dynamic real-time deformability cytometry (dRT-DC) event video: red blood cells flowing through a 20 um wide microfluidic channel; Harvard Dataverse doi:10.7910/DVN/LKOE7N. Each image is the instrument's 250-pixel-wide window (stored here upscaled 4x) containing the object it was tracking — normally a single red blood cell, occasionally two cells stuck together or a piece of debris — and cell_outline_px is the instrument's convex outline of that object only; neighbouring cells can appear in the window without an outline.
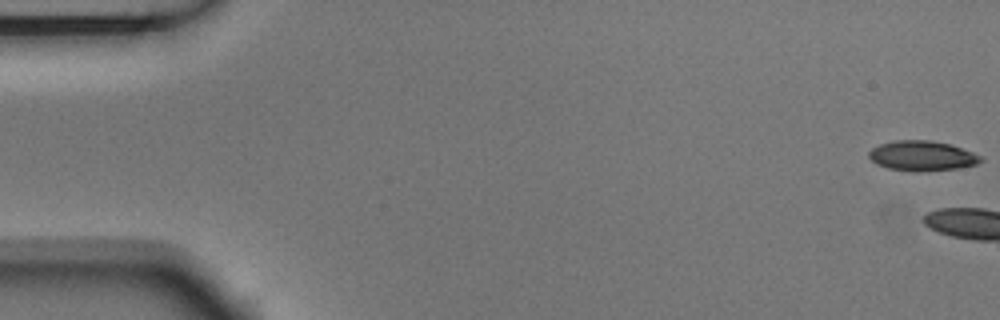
{"species": "Egyptian fruit bat (a non-hibernating species)", "species_latin": "Rousettus aegyptiacus", "temperature_condition": "room temperature", "stored_images_in_passage": 6, "camera_frame_rate_fps": 3000, "um_per_image_px": 0.085, "animal": {"sex": "male"}, "frame": {"image": 1, "passage_image": 1, "time_ms": 0.0, "image_size_px": [1000, 320], "cell_outline_px": [[984, 160], [976, 164], [956, 168], [920, 172], [912, 172], [888, 168], [876, 164], [868, 156], [868, 152], [872, 148], [880, 144], [896, 140], [932, 140], [952, 144], [984, 156]], "centroid_in_image_um": [78.4, 13.24], "position_along_channel_um": 6.6, "area_um2": 19.83}}
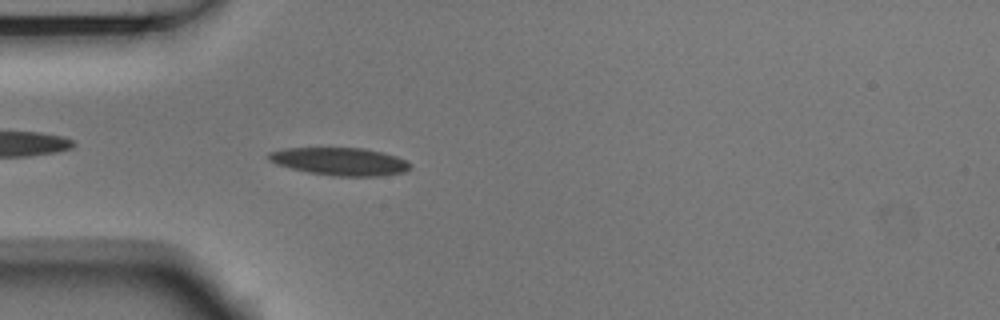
{"frame": {"image": 2, "passage_image": 6, "time_ms": 1.667, "image_size_px": [1000, 320], "cell_outline_px": [[412, 164], [404, 172], [380, 176], [336, 176], [308, 172], [276, 164], [268, 160], [268, 152], [284, 148], [364, 148], [396, 156]], "centroid_in_image_um": [28.86, 13.72], "position_along_channel_um": 56.1, "area_um2": 22.72}}